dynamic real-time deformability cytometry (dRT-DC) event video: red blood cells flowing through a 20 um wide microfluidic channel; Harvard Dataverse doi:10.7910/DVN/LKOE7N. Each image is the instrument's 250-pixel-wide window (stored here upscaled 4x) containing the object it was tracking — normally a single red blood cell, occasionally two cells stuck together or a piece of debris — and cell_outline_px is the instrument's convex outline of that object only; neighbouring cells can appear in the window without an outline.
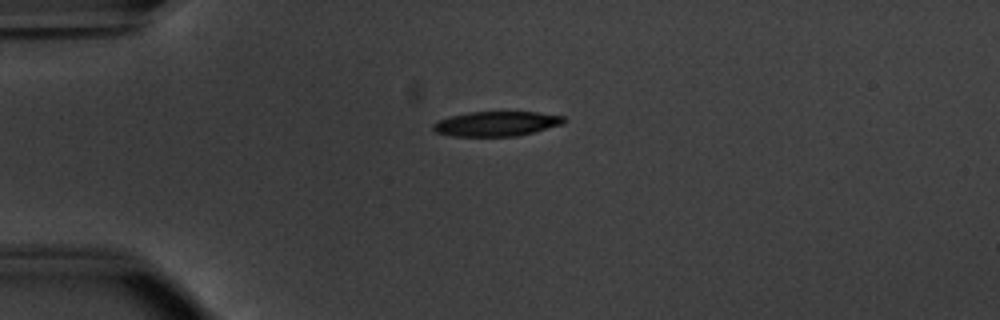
{"species": "common noctule bat (a hibernating species)", "species_latin": "Nyctalus noctula", "temperature_condition": "warm", "stored_images_in_passage": 36, "camera_frame_rate_fps": 3000, "um_per_image_px": 0.085, "animal": {"sex": "male", "body_mass_g": 20.1, "forearm_length_mm": 53.5}, "frame": {"image": 1, "passage_image": 1, "time_ms": 0.0, "image_size_px": [1000, 320], "cell_outline_px": [[568, 120], [564, 124], [516, 136], [452, 136], [436, 132], [432, 128], [432, 124], [440, 120], [452, 116], [472, 112], [536, 112], [564, 116]], "centroid_in_image_um": [42.24, 10.52], "position_along_channel_um": 42.8, "area_um2": 18.73}}
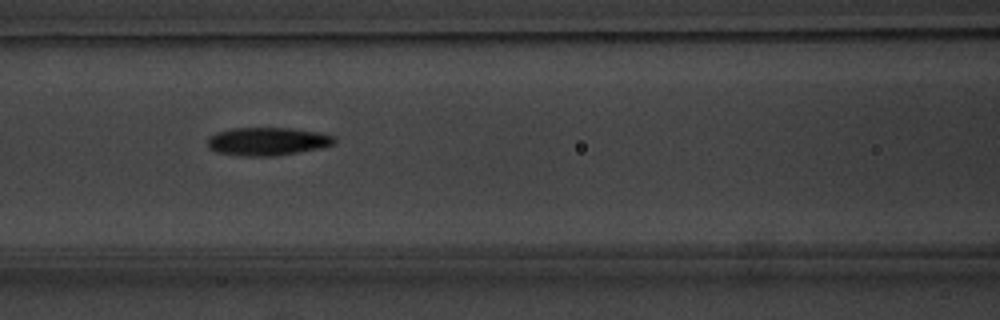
{"frame": {"image": 2, "passage_image": 11, "time_ms": 3.333, "image_size_px": [1000, 320], "cell_outline_px": [[336, 140], [332, 144], [320, 148], [276, 156], [244, 156], [216, 152], [208, 148], [208, 136], [216, 132], [232, 128], [292, 128], [316, 132], [336, 136]], "centroid_in_image_um": [22.7, 12.02], "position_along_channel_um": 143.9, "area_um2": 20.81}}
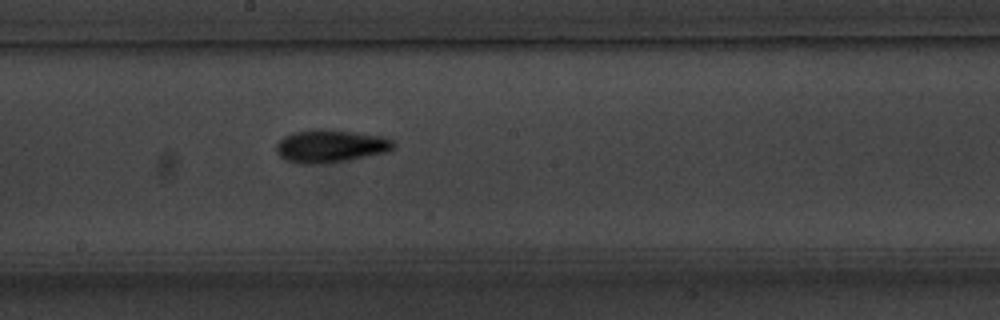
{"frame": {"image": 3, "passage_image": 17, "time_ms": 5.333, "image_size_px": [1000, 320], "cell_outline_px": [[396, 144], [388, 152], [348, 160], [324, 164], [296, 164], [284, 160], [276, 152], [276, 144], [284, 136], [296, 132], [316, 128], [324, 128], [380, 136], [392, 140]], "centroid_in_image_um": [28.05, 12.43], "position_along_channel_um": 220.2, "area_um2": 22.6}, "authors_computed_cell_mechanics": {"area_um2": 20.0855, "velocity_mm_per_s": 3.8157, "shape_relaxation_time_tau1_ms": 3.527, "shape_relaxation_time_tau2_ms": 3.4078, "deformation_change_tau1": 0.1697, "deformation_change_tau2": 0.1164}}